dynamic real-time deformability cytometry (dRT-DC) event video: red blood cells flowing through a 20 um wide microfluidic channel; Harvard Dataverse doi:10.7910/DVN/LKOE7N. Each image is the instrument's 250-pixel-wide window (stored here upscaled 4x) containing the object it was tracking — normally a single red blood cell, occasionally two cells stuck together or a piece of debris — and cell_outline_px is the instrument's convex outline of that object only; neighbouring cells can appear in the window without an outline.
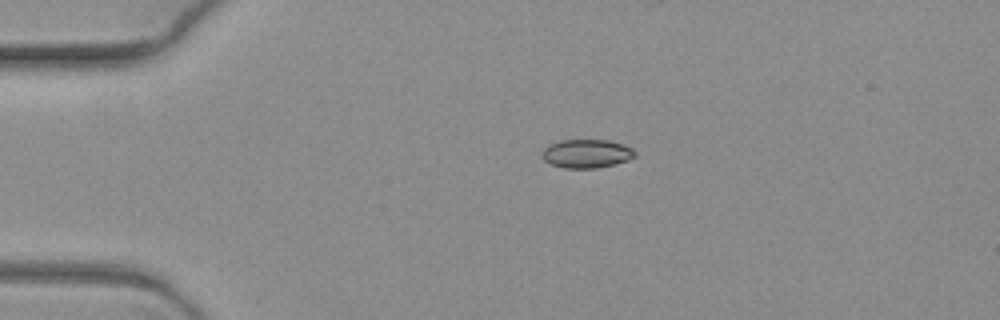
{"species": "common noctule bat (a hibernating species)", "species_latin": "Nyctalus noctula", "temperature_condition": "warm", "stored_images_in_passage": 2, "camera_frame_rate_fps": 3000, "um_per_image_px": 0.085, "animal": {"sex": "female", "body_mass_g": 19.3, "forearm_length_mm": 54.1}, "frame": {"image": 1, "passage_image": 1, "time_ms": 0.0, "image_size_px": [1000, 320], "cell_outline_px": [[636, 156], [628, 160], [596, 168], [564, 168], [552, 164], [544, 160], [540, 156], [544, 148], [548, 144], [560, 140], [608, 140], [624, 144], [632, 148], [636, 152]], "centroid_in_image_um": [49.85, 13.05], "position_along_channel_um": 35.2, "area_um2": 15.55}}